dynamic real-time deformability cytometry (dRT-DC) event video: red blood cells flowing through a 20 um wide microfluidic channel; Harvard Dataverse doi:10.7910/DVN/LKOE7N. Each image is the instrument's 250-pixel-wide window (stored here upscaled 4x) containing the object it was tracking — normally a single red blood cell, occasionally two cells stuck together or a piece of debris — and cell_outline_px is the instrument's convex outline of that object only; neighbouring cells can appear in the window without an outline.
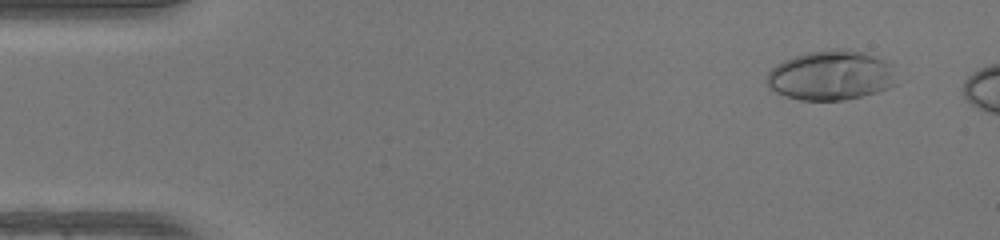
{"species": "human", "species_latin": "Homo sapiens", "temperature_condition": "warm", "stored_images_in_passage": 9, "camera_frame_rate_fps": 3000, "um_per_image_px": 0.085, "donor": {"sex": "female"}, "frame": {"image": 1, "passage_image": 4, "time_ms": 1.0, "image_size_px": [1000, 240], "cell_outline_px": [[896, 84], [888, 88], [876, 92], [844, 100], [800, 100], [784, 96], [768, 88], [764, 80], [768, 72], [776, 64], [784, 60], [808, 52], [832, 48], [844, 48], [864, 52], [884, 60], [888, 64]], "centroid_in_image_um": [70.55, 6.41], "position_along_channel_um": 14.5, "area_um2": 37.51}}